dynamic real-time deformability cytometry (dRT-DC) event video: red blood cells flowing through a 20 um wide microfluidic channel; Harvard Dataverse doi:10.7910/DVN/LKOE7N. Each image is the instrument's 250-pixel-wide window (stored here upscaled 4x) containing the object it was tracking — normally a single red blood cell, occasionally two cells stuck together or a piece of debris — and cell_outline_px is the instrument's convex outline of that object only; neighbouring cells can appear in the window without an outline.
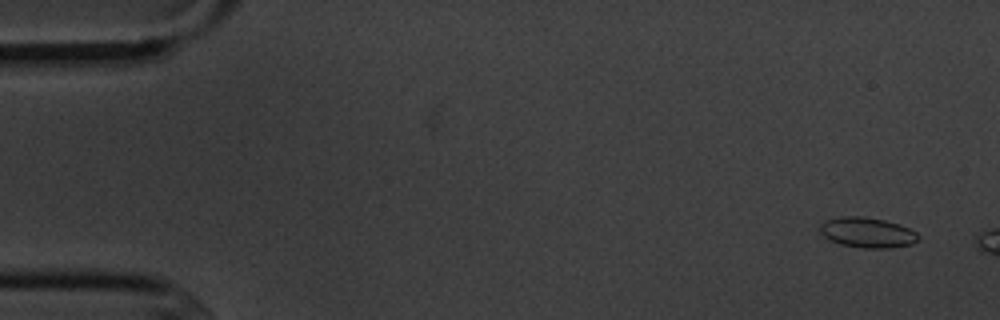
{"species": "common noctule bat (a hibernating species)", "species_latin": "Nyctalus noctula", "temperature_condition": "cold", "stored_images_in_passage": 3, "camera_frame_rate_fps": 3000, "um_per_image_px": 0.085, "animal": {"sex": "male", "body_mass_g": 20.1, "forearm_length_mm": 53.5}, "frame": {"image": 1, "passage_image": 1, "time_ms": 0.0, "image_size_px": [1000, 320], "cell_outline_px": [[920, 240], [912, 244], [892, 248], [864, 248], [840, 244], [824, 236], [820, 232], [820, 224], [824, 220], [840, 216], [860, 216], [884, 220], [908, 228], [916, 232], [920, 236]], "centroid_in_image_um": [73.73, 19.77], "position_along_channel_um": 11.3, "area_um2": 17.34}}